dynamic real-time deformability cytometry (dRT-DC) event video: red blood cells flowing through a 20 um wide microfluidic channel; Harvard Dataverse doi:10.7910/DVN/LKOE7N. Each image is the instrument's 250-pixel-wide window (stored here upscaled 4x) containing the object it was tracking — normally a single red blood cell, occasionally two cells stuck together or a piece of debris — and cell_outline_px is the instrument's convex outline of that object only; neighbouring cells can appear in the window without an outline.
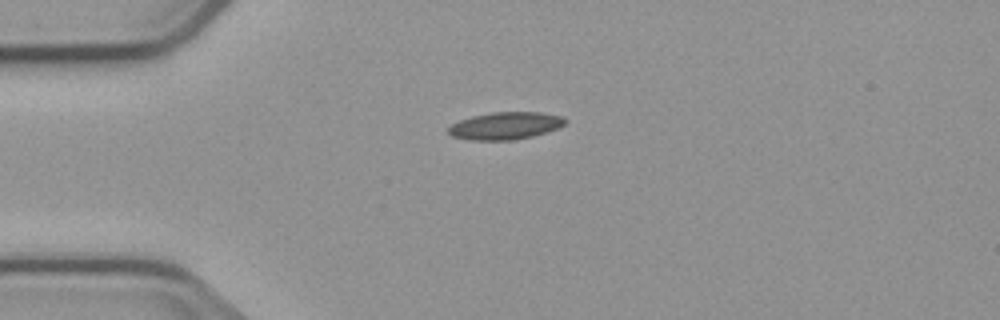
{"species": "common noctule bat (a hibernating species)", "species_latin": "Nyctalus noctula", "temperature_condition": "cold", "stored_images_in_passage": 5, "camera_frame_rate_fps": 3000, "um_per_image_px": 0.085, "animal": {"sex": "male", "body_mass_g": 23.1, "forearm_length_mm": 52.7}, "frame": {"image": 1, "passage_image": 1, "time_ms": 0.0, "image_size_px": [1000, 320], "cell_outline_px": [[568, 120], [564, 124], [556, 128], [532, 136], [512, 140], [468, 140], [452, 136], [448, 132], [448, 128], [452, 124], [460, 120], [472, 116], [492, 112], [540, 112], [560, 116]], "centroid_in_image_um": [42.92, 10.69], "position_along_channel_um": 42.1, "area_um2": 18.44}}
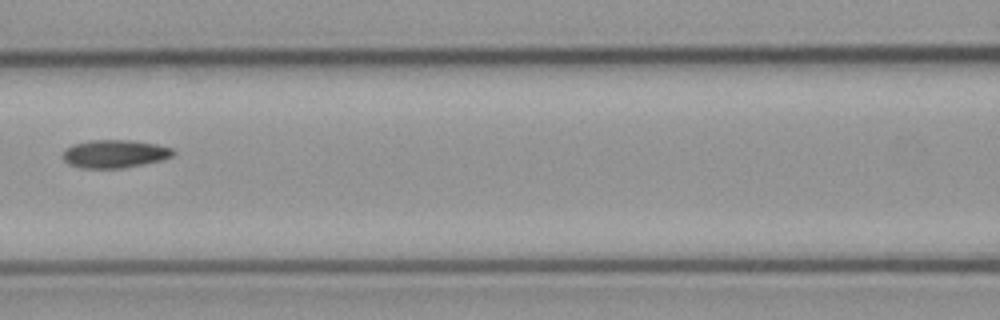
{"frame": {"image": 2, "passage_image": 4, "time_ms": 3.667, "image_size_px": [1000, 320], "cell_outline_px": [[176, 152], [172, 156], [160, 160], [144, 164], [124, 168], [80, 168], [68, 164], [64, 160], [64, 148], [72, 144], [92, 140], [128, 140], [156, 144], [172, 148]], "centroid_in_image_um": [9.73, 13.08], "position_along_channel_um": 156.9, "area_um2": 18.03}}
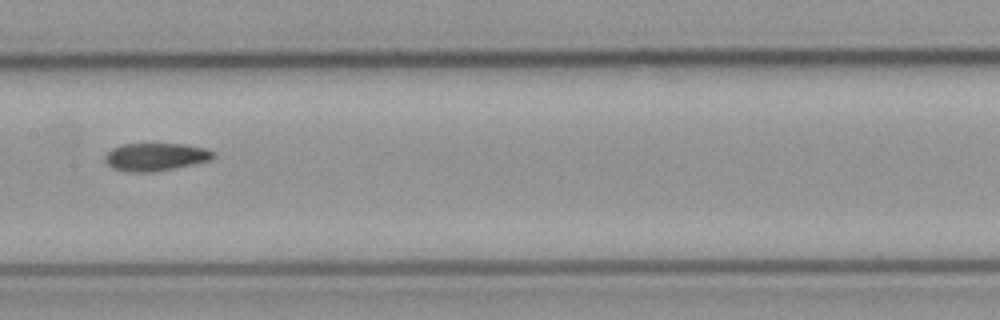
{"frame": {"image": 3, "passage_image": 5, "time_ms": 4.667, "image_size_px": [1000, 320], "cell_outline_px": [[216, 156], [212, 160], [152, 172], [128, 172], [112, 168], [104, 160], [104, 156], [112, 148], [124, 144], [188, 144], [208, 148], [216, 152]], "centroid_in_image_um": [13.27, 13.32], "position_along_channel_um": 194.1, "area_um2": 17.69}}